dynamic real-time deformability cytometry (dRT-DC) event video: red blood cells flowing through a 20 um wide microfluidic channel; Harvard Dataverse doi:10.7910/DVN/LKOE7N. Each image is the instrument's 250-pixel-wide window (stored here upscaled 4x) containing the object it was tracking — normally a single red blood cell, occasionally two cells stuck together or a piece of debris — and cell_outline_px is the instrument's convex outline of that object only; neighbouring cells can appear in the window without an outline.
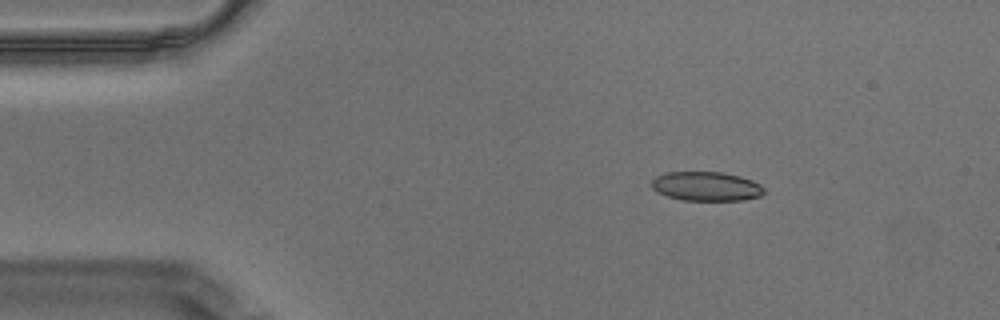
{"species": "Egyptian fruit bat (a non-hibernating species)", "species_latin": "Rousettus aegyptiacus", "temperature_condition": "warm", "stored_images_in_passage": 50, "camera_frame_rate_fps": 3000, "um_per_image_px": 0.085, "animal": {"sex": "male"}, "frame": {"image": 1, "passage_image": 1, "time_ms": 0.0, "image_size_px": [1000, 320], "cell_outline_px": [[764, 192], [760, 196], [744, 200], [680, 200], [656, 192], [652, 188], [652, 180], [656, 176], [664, 172], [720, 172], [740, 176], [752, 180], [760, 184], [764, 188]], "centroid_in_image_um": [60.02, 15.83], "position_along_channel_um": 25.0, "area_um2": 19.19}}
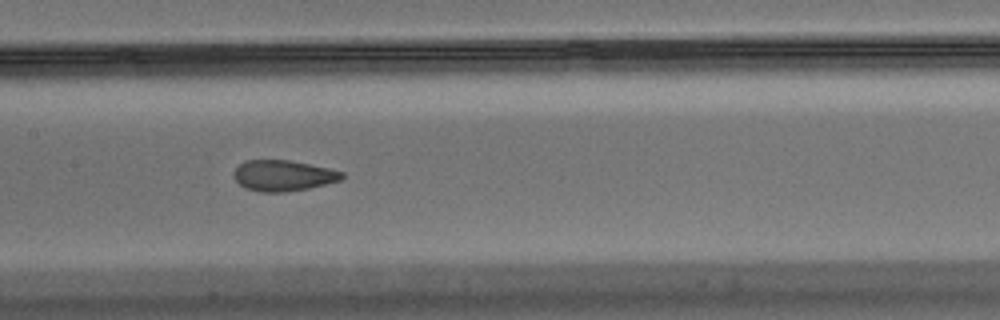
{"frame": {"image": 2, "passage_image": 20, "time_ms": 6.333, "image_size_px": [1000, 320], "cell_outline_px": [[344, 176], [340, 180], [308, 188], [284, 192], [260, 192], [244, 188], [232, 176], [232, 172], [244, 160], [288, 160], [328, 168], [344, 172]], "centroid_in_image_um": [24.02, 14.92], "position_along_channel_um": 183.4, "area_um2": 19.36}}
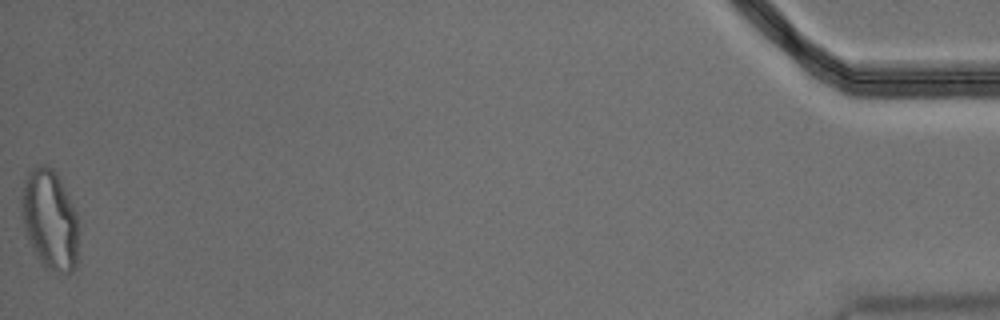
{"frame": {"image": 3, "passage_image": 50, "time_ms": 16.333, "image_size_px": [1000, 320], "cell_outline_px": [[80, 232], [76, 268], [72, 272], [68, 272], [44, 268], [36, 256], [28, 240], [24, 228], [20, 208], [20, 196], [24, 180], [28, 172], [36, 164], [48, 164], [52, 168], [60, 180], [76, 212]], "centroid_in_image_um": [4.23, 18.66], "position_along_channel_um": 431.0, "area_um2": 33.87}, "authors_computed_cell_mechanics": {"area_um2": 20.6346, "velocity_mm_per_s": 3.4671, "shape_relaxation_time_tau1_ms": 11.1173, "shape_relaxation_time_tau2_ms": 1.2053, "deformation_change_tau1": 0.2274, "deformation_change_tau2": 0.0715}}